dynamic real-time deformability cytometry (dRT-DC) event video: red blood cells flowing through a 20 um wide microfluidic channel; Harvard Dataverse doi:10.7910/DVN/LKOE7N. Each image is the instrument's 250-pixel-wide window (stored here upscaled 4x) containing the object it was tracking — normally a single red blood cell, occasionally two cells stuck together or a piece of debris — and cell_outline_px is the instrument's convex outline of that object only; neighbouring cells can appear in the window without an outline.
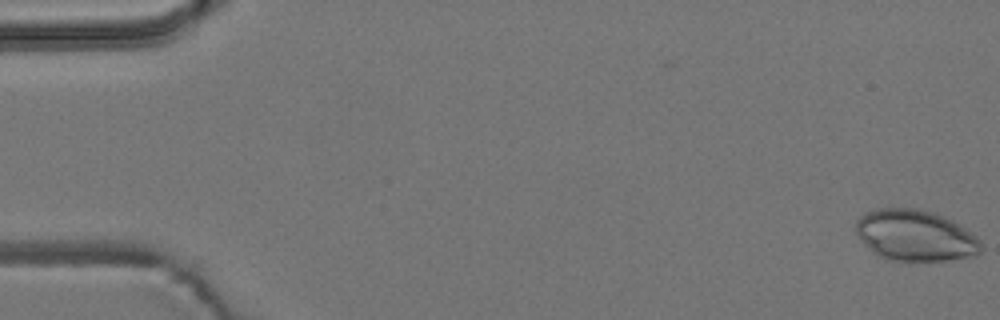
{"species": "common noctule bat (a hibernating species)", "species_latin": "Nyctalus noctula", "temperature_condition": "room temperature", "stored_images_in_passage": 2, "camera_frame_rate_fps": 3000, "um_per_image_px": 0.085, "animal": {"sex": "male", "body_mass_g": 19.2, "forearm_length_mm": 51.8}, "frame": {"image": 1, "passage_image": 2, "time_ms": 0.333, "image_size_px": [1000, 320], "cell_outline_px": [[984, 248], [976, 256], [944, 260], [888, 260], [872, 252], [864, 244], [856, 232], [856, 220], [860, 216], [868, 212], [880, 208], [920, 208], [932, 212], [952, 220], [976, 236], [980, 240]], "centroid_in_image_um": [77.81, 20.01], "position_along_channel_um": 7.2, "area_um2": 37.22}}